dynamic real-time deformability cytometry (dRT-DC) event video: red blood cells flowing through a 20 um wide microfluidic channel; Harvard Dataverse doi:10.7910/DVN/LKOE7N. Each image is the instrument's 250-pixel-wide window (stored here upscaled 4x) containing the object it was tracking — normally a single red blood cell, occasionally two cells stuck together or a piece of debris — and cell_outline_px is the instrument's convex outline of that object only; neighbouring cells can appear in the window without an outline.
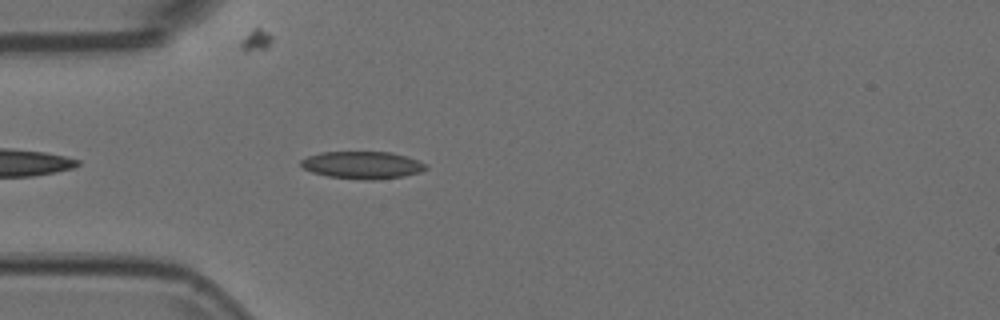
{"species": "Egyptian fruit bat (a non-hibernating species)", "species_latin": "Rousettus aegyptiacus", "temperature_condition": "room temperature", "stored_images_in_passage": 43, "camera_frame_rate_fps": 3000, "um_per_image_px": 0.085, "animal": {"sex": "female"}, "frame": {"image": 1, "passage_image": 4, "time_ms": 1.0, "image_size_px": [1000, 320], "cell_outline_px": [[428, 168], [420, 172], [404, 176], [372, 180], [360, 180], [328, 176], [312, 172], [304, 168], [300, 164], [300, 160], [308, 156], [320, 152], [392, 152], [428, 164]], "centroid_in_image_um": [30.8, 14.03], "position_along_channel_um": 54.2, "area_um2": 19.94}}
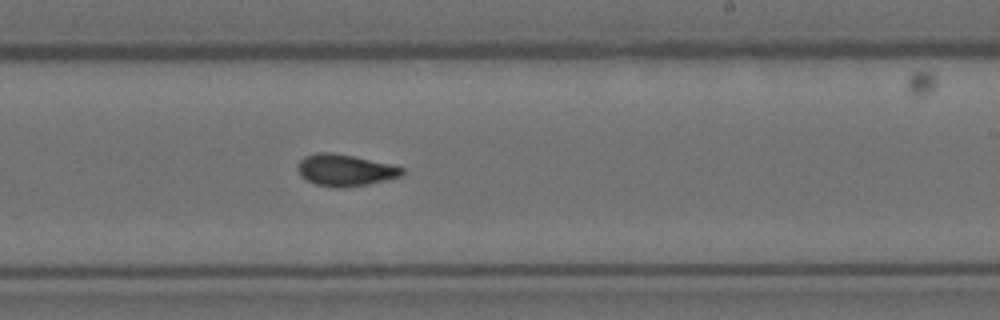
{"frame": {"image": 2, "passage_image": 21, "time_ms": 6.667, "image_size_px": [1000, 320], "cell_outline_px": [[404, 172], [400, 176], [368, 184], [336, 188], [316, 184], [300, 176], [296, 168], [300, 160], [304, 156], [316, 152], [332, 152], [352, 156], [388, 164], [404, 168]], "centroid_in_image_um": [29.27, 14.45], "position_along_channel_um": 259.7, "area_um2": 19.02}}
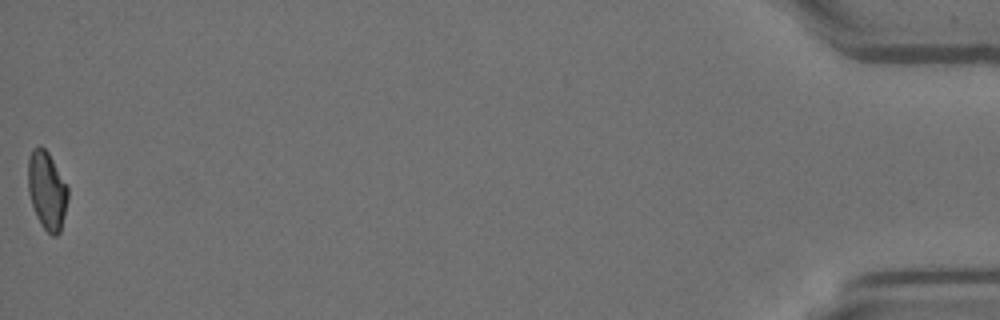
{"frame": {"image": 3, "passage_image": 43, "time_ms": 14.0, "image_size_px": [1000, 320], "cell_outline_px": [[68, 200], [60, 232], [56, 236], [52, 236], [40, 224], [36, 216], [28, 192], [28, 156], [32, 148], [40, 144], [48, 152], [68, 188]], "centroid_in_image_um": [3.97, 16.18], "position_along_channel_um": 431.2, "area_um2": 18.21}}